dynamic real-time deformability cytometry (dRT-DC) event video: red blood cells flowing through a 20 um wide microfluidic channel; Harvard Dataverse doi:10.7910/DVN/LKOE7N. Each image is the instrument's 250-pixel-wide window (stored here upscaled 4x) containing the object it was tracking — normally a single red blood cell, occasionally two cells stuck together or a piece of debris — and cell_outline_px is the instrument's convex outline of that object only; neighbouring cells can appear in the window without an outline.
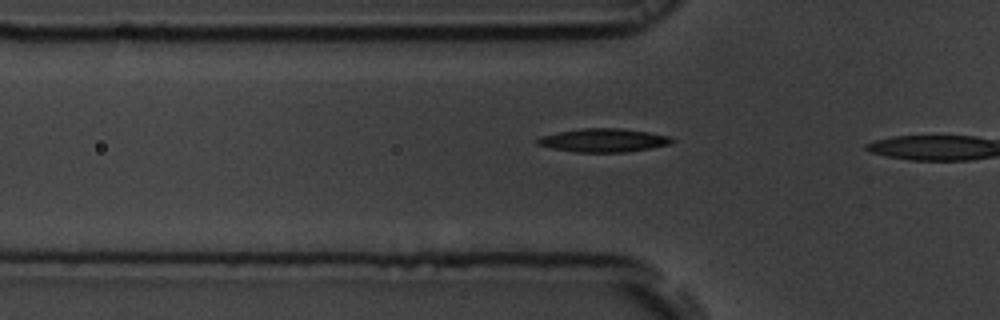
{"species": "common noctule bat (a hibernating species)", "species_latin": "Nyctalus noctula", "temperature_condition": "room temperature", "stored_images_in_passage": 10, "camera_frame_rate_fps": 3000, "um_per_image_px": 0.085, "animal": {"sex": "male", "body_mass_g": 19.5, "forearm_length_mm": 54.6}, "frame": {"image": 1, "passage_image": 7, "time_ms": 2.0, "image_size_px": [1000, 320], "cell_outline_px": [[676, 140], [672, 144], [652, 148], [624, 152], [576, 152], [552, 148], [536, 144], [536, 140], [540, 136], [580, 128], [620, 128], [648, 132], [672, 136]], "centroid_in_image_um": [51.35, 11.92], "position_along_channel_um": 74.4, "area_um2": 18.5}}